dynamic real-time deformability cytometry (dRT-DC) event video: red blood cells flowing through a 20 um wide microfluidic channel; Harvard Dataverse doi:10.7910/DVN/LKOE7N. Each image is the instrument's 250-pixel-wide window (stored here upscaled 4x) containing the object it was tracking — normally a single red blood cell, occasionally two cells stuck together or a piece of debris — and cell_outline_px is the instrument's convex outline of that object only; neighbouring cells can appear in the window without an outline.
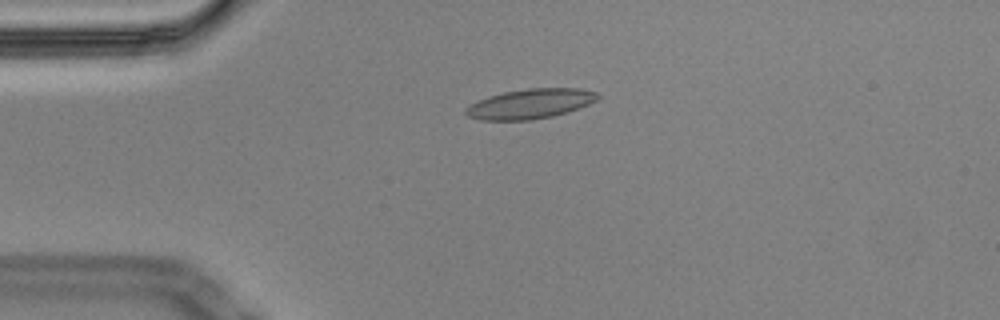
{"species": "Egyptian fruit bat (a non-hibernating species)", "species_latin": "Rousettus aegyptiacus", "temperature_condition": "cold", "stored_images_in_passage": 57, "camera_frame_rate_fps": 3000, "um_per_image_px": 0.085, "animal": {"sex": "male"}, "frame": {"image": 1, "passage_image": 13, "time_ms": 4.0, "image_size_px": [1000, 320], "cell_outline_px": [[600, 96], [596, 100], [588, 104], [568, 112], [552, 116], [528, 120], [480, 120], [468, 116], [464, 112], [472, 104], [480, 100], [504, 92], [528, 88], [580, 88], [596, 92]], "centroid_in_image_um": [45.11, 8.82], "position_along_channel_um": 39.9, "area_um2": 22.54}}
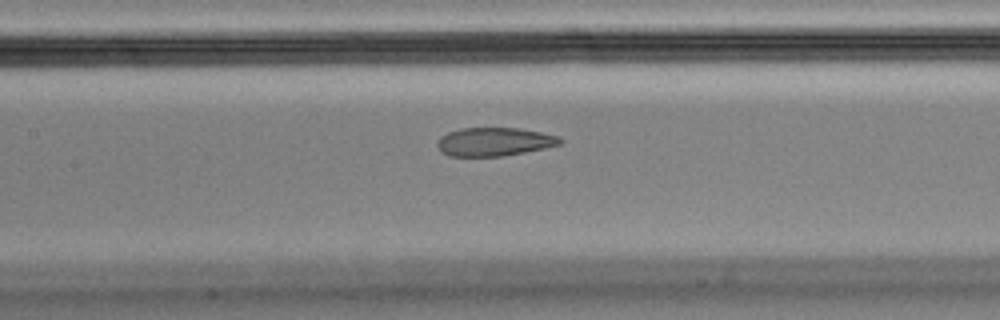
{"frame": {"image": 2, "passage_image": 26, "time_ms": 8.333, "image_size_px": [1000, 320], "cell_outline_px": [[564, 140], [560, 144], [544, 148], [504, 156], [448, 156], [440, 152], [436, 144], [440, 136], [448, 132], [460, 128], [520, 128], [560, 136]], "centroid_in_image_um": [41.99, 12.05], "position_along_channel_um": 165.4, "area_um2": 20.52}}
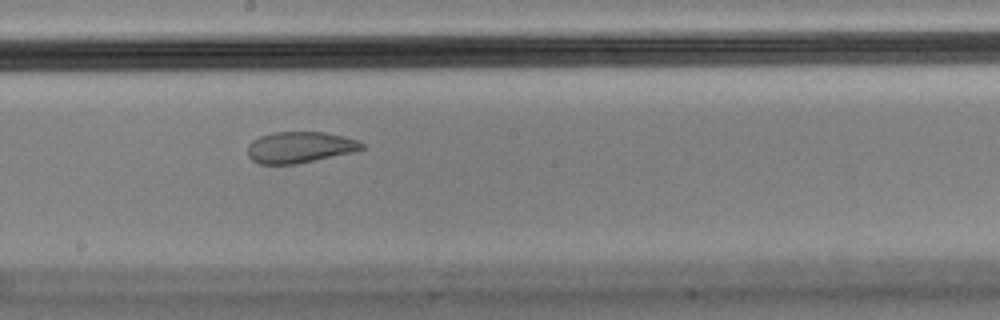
{"frame": {"image": 3, "passage_image": 31, "time_ms": 10.0, "image_size_px": [1000, 320], "cell_outline_px": [[364, 148], [352, 152], [296, 164], [260, 164], [252, 160], [248, 156], [248, 144], [252, 140], [260, 136], [272, 132], [324, 132], [344, 136], [356, 140], [364, 144]], "centroid_in_image_um": [25.45, 12.51], "position_along_channel_um": 222.8, "area_um2": 20.69}, "authors_computed_cell_mechanics": {"area_um2": 22.3108, "velocity_mm_per_s": 3.4488, "shape_relaxation_time_tau1_ms": null, "shape_relaxation_time_tau2_ms": 1.1458, "deformation_change_tau1": null, "deformation_change_tau2": 0.0674}}